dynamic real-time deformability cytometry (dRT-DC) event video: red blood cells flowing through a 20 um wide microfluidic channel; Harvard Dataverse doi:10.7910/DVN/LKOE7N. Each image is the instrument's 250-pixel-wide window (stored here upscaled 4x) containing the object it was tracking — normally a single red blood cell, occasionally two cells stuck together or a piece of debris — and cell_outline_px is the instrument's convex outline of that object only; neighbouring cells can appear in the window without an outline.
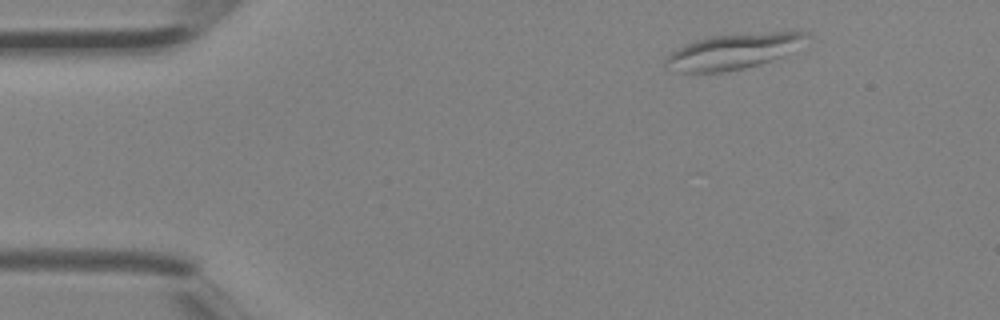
{"species": "Egyptian fruit bat (a non-hibernating species)", "species_latin": "Rousettus aegyptiacus", "temperature_condition": "room temperature", "stored_images_in_passage": 2, "camera_frame_rate_fps": 3000, "um_per_image_px": 0.085, "animal": {"sex": "female"}, "frame": {"image": 1, "passage_image": 2, "time_ms": 0.333, "image_size_px": [1000, 320], "cell_outline_px": [[808, 36], [780, 56], [772, 60], [744, 68], [720, 72], [680, 72], [664, 68], [664, 60], [676, 48], [684, 44], [708, 36], [772, 32], [808, 32]], "centroid_in_image_um": [62.16, 4.38], "position_along_channel_um": 22.8, "area_um2": 28.32}}